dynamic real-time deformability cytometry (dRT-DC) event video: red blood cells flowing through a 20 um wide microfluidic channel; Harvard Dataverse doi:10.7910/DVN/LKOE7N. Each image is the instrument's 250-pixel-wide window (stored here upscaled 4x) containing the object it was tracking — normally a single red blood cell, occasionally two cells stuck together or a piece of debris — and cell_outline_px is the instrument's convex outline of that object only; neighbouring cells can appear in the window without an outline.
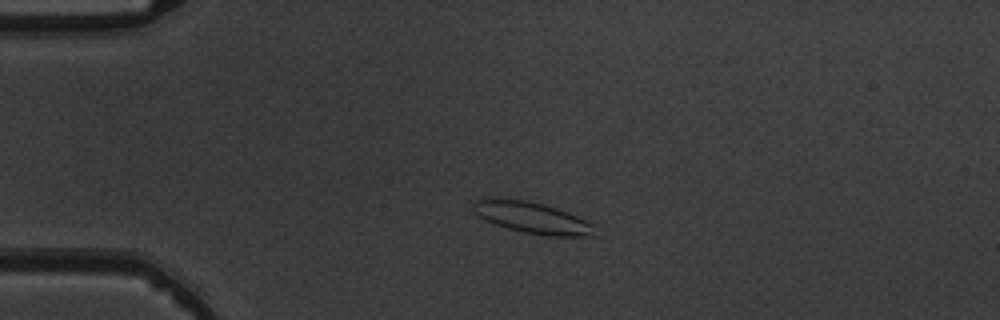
{"species": "common noctule bat (a hibernating species)", "species_latin": "Nyctalus noctula", "temperature_condition": "warm", "stored_images_in_passage": 1, "camera_frame_rate_fps": 3000, "um_per_image_px": 0.085, "animal": {"sex": "male", "body_mass_g": 19.5, "forearm_length_mm": 54.6}, "frame": {"image": 1, "passage_image": 1, "time_ms": 0.0, "image_size_px": [1000, 320], "cell_outline_px": [[596, 236], [544, 236], [524, 232], [508, 228], [496, 224], [472, 212], [472, 200], [480, 196], [496, 196], [524, 200], [544, 204], [568, 212], [596, 224]], "centroid_in_image_um": [45.2, 18.47], "position_along_channel_um": 39.8, "area_um2": 22.95}}